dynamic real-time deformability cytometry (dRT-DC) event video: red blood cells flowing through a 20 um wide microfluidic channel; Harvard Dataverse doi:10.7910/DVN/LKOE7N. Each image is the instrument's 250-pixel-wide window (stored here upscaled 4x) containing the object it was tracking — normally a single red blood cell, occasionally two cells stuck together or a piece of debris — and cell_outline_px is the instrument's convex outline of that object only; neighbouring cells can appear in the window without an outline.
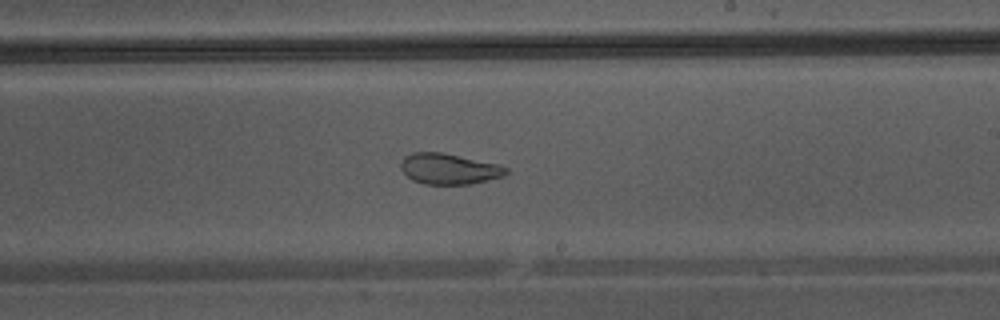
{"species": "Egyptian fruit bat (a non-hibernating species)", "species_latin": "Rousettus aegyptiacus", "temperature_condition": "warm", "stored_images_in_passage": 28, "camera_frame_rate_fps": 3000, "um_per_image_px": 0.085, "animal": {"sex": "male"}, "frame": {"image": 1, "passage_image": 16, "time_ms": 5.0, "image_size_px": [1000, 320], "cell_outline_px": [[508, 172], [504, 176], [468, 184], [424, 184], [412, 180], [400, 168], [400, 160], [404, 156], [412, 152], [440, 152], [500, 164], [508, 168]], "centroid_in_image_um": [38.14, 14.34], "position_along_channel_um": 250.9, "area_um2": 18.9}}